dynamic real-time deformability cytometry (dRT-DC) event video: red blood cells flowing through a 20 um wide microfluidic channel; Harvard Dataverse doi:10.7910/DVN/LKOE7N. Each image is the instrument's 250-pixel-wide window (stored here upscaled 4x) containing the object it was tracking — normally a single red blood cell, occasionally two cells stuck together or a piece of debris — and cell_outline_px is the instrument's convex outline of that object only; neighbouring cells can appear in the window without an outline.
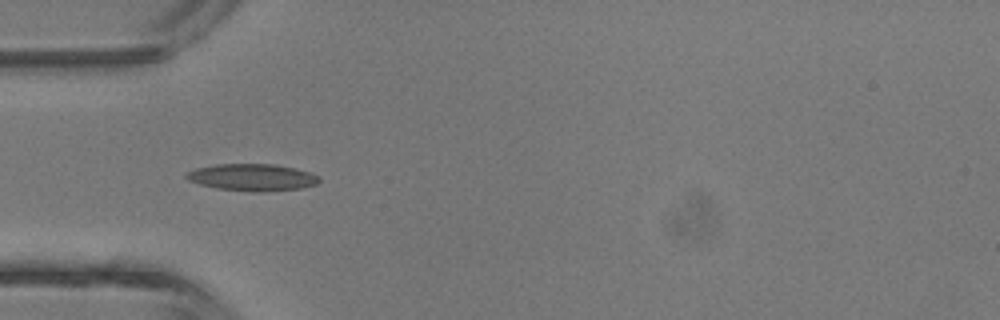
{"species": "common noctule bat (a hibernating species)", "species_latin": "Nyctalus noctula", "temperature_condition": "room temperature", "stored_images_in_passage": 2, "camera_frame_rate_fps": 3000, "um_per_image_px": 0.085, "animal": {"sex": "male", "body_mass_g": 13.3}, "frame": {"image": 1, "passage_image": 2, "time_ms": 1.0, "image_size_px": [1000, 320], "cell_outline_px": [[320, 180], [316, 184], [300, 188], [260, 192], [256, 192], [216, 188], [200, 184], [188, 180], [184, 176], [188, 172], [196, 168], [216, 164], [272, 164], [312, 172], [320, 176]], "centroid_in_image_um": [21.45, 15.07], "position_along_channel_um": 63.6, "area_um2": 20.75}}